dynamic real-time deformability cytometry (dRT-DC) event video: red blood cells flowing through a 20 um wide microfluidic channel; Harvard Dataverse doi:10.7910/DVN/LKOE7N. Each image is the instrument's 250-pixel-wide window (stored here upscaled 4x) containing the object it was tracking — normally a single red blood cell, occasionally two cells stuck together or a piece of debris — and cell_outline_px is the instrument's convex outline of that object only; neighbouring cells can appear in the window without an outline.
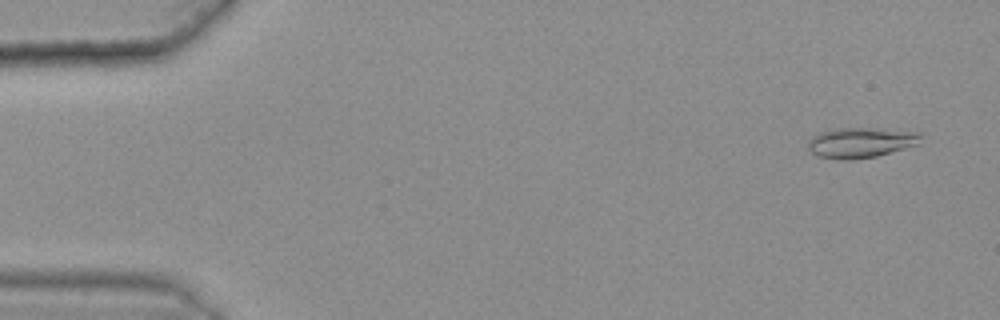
{"species": "common noctule bat (a hibernating species)", "species_latin": "Nyctalus noctula", "temperature_condition": "warm", "stored_images_in_passage": 49, "camera_frame_rate_fps": 3000, "um_per_image_px": 0.085, "animal": {"sex": "female", "body_mass_g": 25.1}, "frame": {"image": 1, "passage_image": 3, "time_ms": 0.667, "image_size_px": [1000, 320], "cell_outline_px": [[920, 136], [916, 144], [904, 148], [876, 156], [852, 160], [836, 160], [816, 156], [808, 148], [808, 140], [812, 136], [820, 132], [840, 128], [868, 128], [920, 132]], "centroid_in_image_um": [73.08, 12.13], "position_along_channel_um": 11.9, "area_um2": 19.71}}
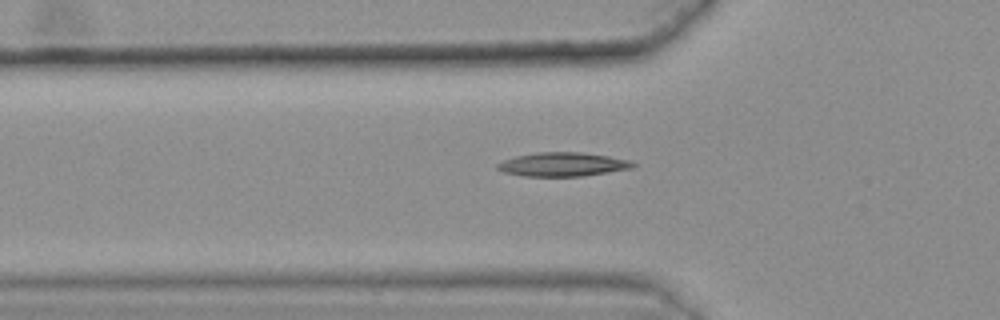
{"frame": {"image": 2, "passage_image": 19, "time_ms": 6.0, "image_size_px": [1000, 320], "cell_outline_px": [[636, 164], [632, 168], [584, 176], [524, 176], [504, 172], [496, 168], [496, 164], [504, 160], [516, 156], [536, 152], [580, 152], [608, 156], [628, 160]], "centroid_in_image_um": [47.8, 13.97], "position_along_channel_um": 78.0, "area_um2": 18.73}}
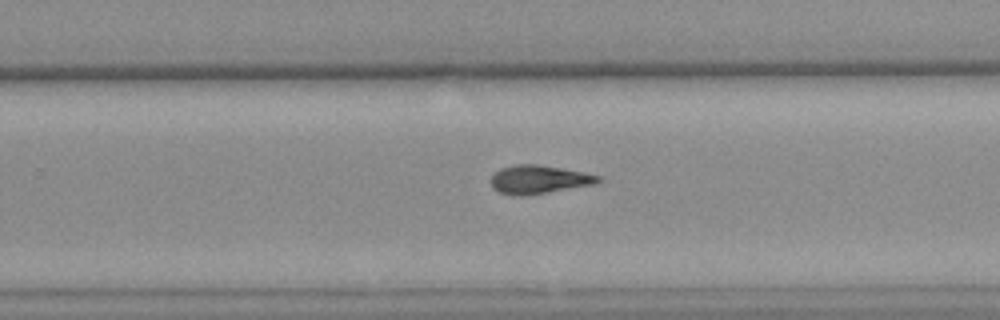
{"frame": {"image": 3, "passage_image": 36, "time_ms": 11.667, "image_size_px": [1000, 320], "cell_outline_px": [[604, 180], [596, 184], [544, 192], [500, 192], [492, 188], [488, 180], [500, 168], [516, 164], [536, 164], [584, 172], [600, 176]], "centroid_in_image_um": [45.84, 15.2], "position_along_channel_um": 284.0, "area_um2": 16.99}, "authors_computed_cell_mechanics": {"area_um2": 17.4556, "velocity_mm_per_s": 3.6364, "shape_relaxation_time_tau1_ms": null, "shape_relaxation_time_tau2_ms": 6.7411, "deformation_change_tau1": null, "deformation_change_tau2": 0.1597}}